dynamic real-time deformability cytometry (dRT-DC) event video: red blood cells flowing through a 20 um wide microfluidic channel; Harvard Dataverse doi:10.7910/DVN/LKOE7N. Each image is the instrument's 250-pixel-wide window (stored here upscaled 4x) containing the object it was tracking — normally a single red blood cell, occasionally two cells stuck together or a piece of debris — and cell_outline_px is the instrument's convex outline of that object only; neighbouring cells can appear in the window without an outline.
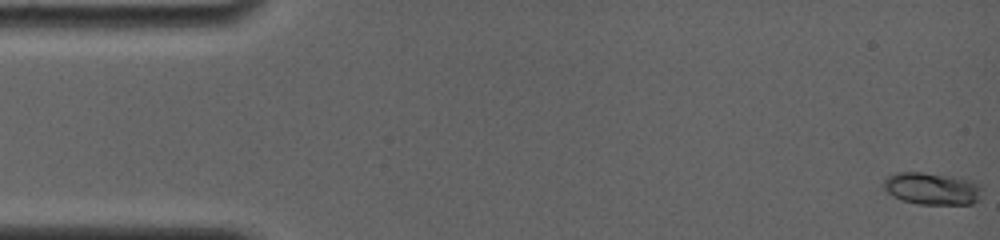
{"species": "common noctule bat (a hibernating species)", "species_latin": "Nyctalus noctula", "temperature_condition": "room temperature", "stored_images_in_passage": 70, "camera_frame_rate_fps": 4000, "um_per_image_px": 0.085, "animal": {"sex": "female", "body_mass_g": 19.0, "forearm_length_mm": 56.7}, "frame": {"image": 1, "passage_image": 1, "time_ms": 0.0, "image_size_px": [1000, 240], "cell_outline_px": [[980, 200], [972, 204], [916, 204], [900, 200], [892, 196], [880, 184], [888, 176], [896, 172], [920, 172], [964, 176], [980, 184]], "centroid_in_image_um": [79.23, 16.01], "position_along_channel_um": 5.8, "area_um2": 19.07}}
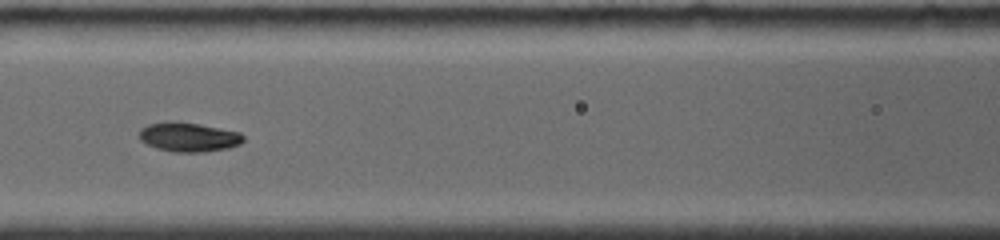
{"frame": {"image": 2, "passage_image": 31, "time_ms": 7.25, "image_size_px": [1000, 240], "cell_outline_px": [[244, 140], [240, 144], [228, 148], [204, 152], [172, 152], [156, 148], [140, 140], [140, 128], [148, 124], [196, 124], [240, 132], [244, 136]], "centroid_in_image_um": [16.08, 11.7], "position_along_channel_um": 150.5, "area_um2": 17.05}}
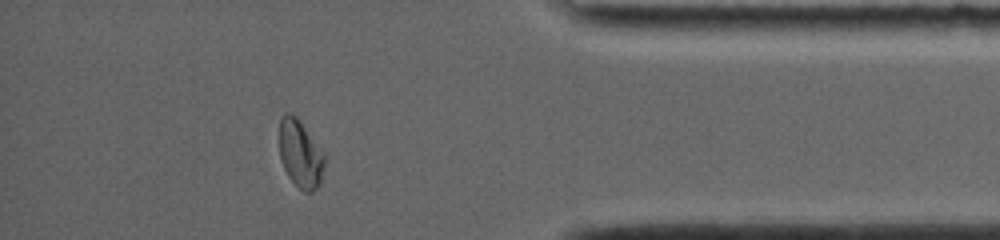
{"frame": {"image": 3, "passage_image": 62, "time_ms": 14.5, "image_size_px": [1000, 240], "cell_outline_px": [[324, 164], [320, 184], [312, 192], [304, 192], [288, 176], [280, 160], [280, 116], [284, 112], [288, 112], [296, 116], [300, 120], [324, 156]], "centroid_in_image_um": [25.5, 13.07], "position_along_channel_um": 409.7, "area_um2": 17.51}, "authors_computed_cell_mechanics": {"area_um2": 17.2244, "velocity_mm_per_s": 3.8139, "shape_relaxation_time_tau1_ms": 3.2961, "shape_relaxation_time_tau2_ms": 2.5021, "deformation_change_tau1": 0.1669, "deformation_change_tau2": 0.0368}}